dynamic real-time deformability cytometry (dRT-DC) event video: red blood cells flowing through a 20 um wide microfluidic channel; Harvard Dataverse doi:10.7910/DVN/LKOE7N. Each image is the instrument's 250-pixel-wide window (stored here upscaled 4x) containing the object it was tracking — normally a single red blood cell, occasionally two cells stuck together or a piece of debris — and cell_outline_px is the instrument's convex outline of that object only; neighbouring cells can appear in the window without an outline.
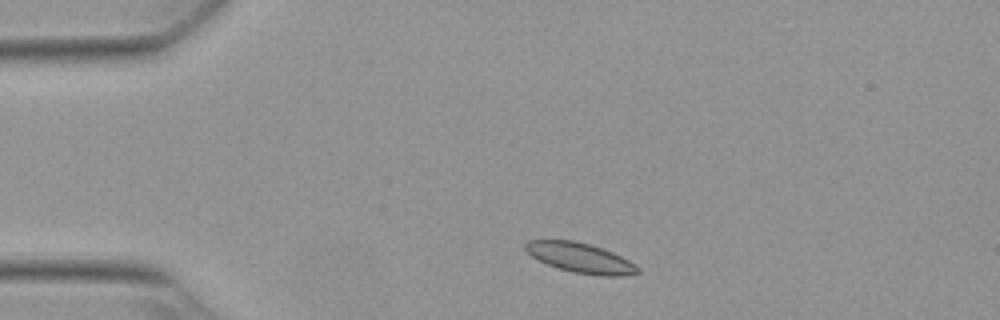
{"species": "Egyptian fruit bat (a non-hibernating species)", "species_latin": "Rousettus aegyptiacus", "temperature_condition": "warm", "stored_images_in_passage": 47, "camera_frame_rate_fps": 3000, "um_per_image_px": 0.085, "animal": {"sex": "female"}, "frame": {"image": 1, "passage_image": 4, "time_ms": 1.0, "image_size_px": [1000, 320], "cell_outline_px": [[640, 272], [624, 276], [600, 276], [572, 272], [548, 264], [532, 256], [524, 248], [524, 244], [528, 240], [576, 240], [612, 252], [636, 264], [640, 268]], "centroid_in_image_um": [49.35, 21.92], "position_along_channel_um": 35.6, "area_um2": 19.42}}
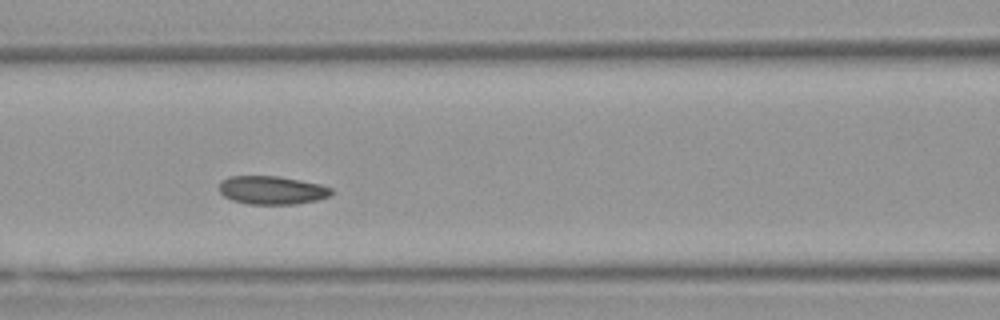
{"frame": {"image": 2, "passage_image": 16, "time_ms": 5.0, "image_size_px": [1000, 320], "cell_outline_px": [[332, 196], [316, 200], [296, 204], [248, 204], [232, 200], [224, 196], [220, 192], [220, 180], [228, 176], [280, 176], [320, 184], [332, 188]], "centroid_in_image_um": [23.12, 16.16], "position_along_channel_um": 143.5, "area_um2": 18.67}}
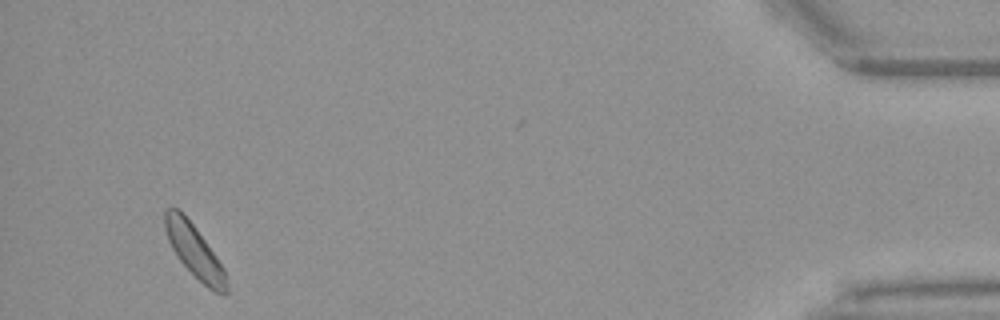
{"frame": {"image": 3, "passage_image": 44, "time_ms": 14.333, "image_size_px": [1000, 320], "cell_outline_px": [[228, 292], [224, 296], [208, 288], [180, 260], [172, 248], [168, 240], [164, 228], [164, 212], [168, 208], [180, 208], [204, 240], [224, 268], [228, 276]], "centroid_in_image_um": [16.54, 21.35], "position_along_channel_um": 418.7, "area_um2": 18.67}, "authors_computed_cell_mechanics": {"area_um2": 18.8428, "velocity_mm_per_s": 3.7605, "shape_relaxation_time_tau1_ms": 3.8266, "shape_relaxation_time_tau2_ms": 10.2779, "deformation_change_tau1": 0.0576, "deformation_change_tau2": 0.1342}}